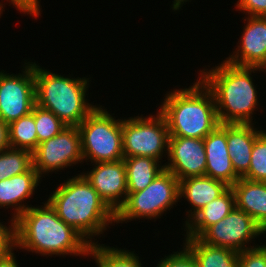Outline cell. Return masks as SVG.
Wrapping results in <instances>:
<instances>
[{"mask_svg":"<svg viewBox=\"0 0 266 267\" xmlns=\"http://www.w3.org/2000/svg\"><path fill=\"white\" fill-rule=\"evenodd\" d=\"M31 206L14 221L15 249L51 256H88L90 243L64 223L48 201Z\"/></svg>","mask_w":266,"mask_h":267,"instance_id":"6da1fadb","label":"cell"},{"mask_svg":"<svg viewBox=\"0 0 266 267\" xmlns=\"http://www.w3.org/2000/svg\"><path fill=\"white\" fill-rule=\"evenodd\" d=\"M64 182L47 201L64 223L73 227L91 245L95 244L92 237L103 235L108 225L115 223V212L82 173Z\"/></svg>","mask_w":266,"mask_h":267,"instance_id":"7a4b0ae2","label":"cell"},{"mask_svg":"<svg viewBox=\"0 0 266 267\" xmlns=\"http://www.w3.org/2000/svg\"><path fill=\"white\" fill-rule=\"evenodd\" d=\"M259 67L237 66L226 60L210 70H201L200 78L215 99L220 124H254L252 115L258 108L253 73Z\"/></svg>","mask_w":266,"mask_h":267,"instance_id":"3957f363","label":"cell"},{"mask_svg":"<svg viewBox=\"0 0 266 267\" xmlns=\"http://www.w3.org/2000/svg\"><path fill=\"white\" fill-rule=\"evenodd\" d=\"M198 79L189 88L168 92L157 109L166 120L169 136L204 139L220 124L213 93Z\"/></svg>","mask_w":266,"mask_h":267,"instance_id":"277c9868","label":"cell"},{"mask_svg":"<svg viewBox=\"0 0 266 267\" xmlns=\"http://www.w3.org/2000/svg\"><path fill=\"white\" fill-rule=\"evenodd\" d=\"M35 104L52 111L67 126H78L97 106L87 102L90 78L64 77L34 62Z\"/></svg>","mask_w":266,"mask_h":267,"instance_id":"5b68a950","label":"cell"},{"mask_svg":"<svg viewBox=\"0 0 266 267\" xmlns=\"http://www.w3.org/2000/svg\"><path fill=\"white\" fill-rule=\"evenodd\" d=\"M83 160L115 162L124 158L122 119L113 118L98 106L78 125Z\"/></svg>","mask_w":266,"mask_h":267,"instance_id":"8992f818","label":"cell"},{"mask_svg":"<svg viewBox=\"0 0 266 267\" xmlns=\"http://www.w3.org/2000/svg\"><path fill=\"white\" fill-rule=\"evenodd\" d=\"M179 200V180L164 169L144 190L128 193L125 203L115 213V223L159 218Z\"/></svg>","mask_w":266,"mask_h":267,"instance_id":"52a82bcc","label":"cell"},{"mask_svg":"<svg viewBox=\"0 0 266 267\" xmlns=\"http://www.w3.org/2000/svg\"><path fill=\"white\" fill-rule=\"evenodd\" d=\"M168 140L167 123L159 111L154 117L142 115L122 119L124 158L144 156L162 160V155L168 154Z\"/></svg>","mask_w":266,"mask_h":267,"instance_id":"ba28073f","label":"cell"},{"mask_svg":"<svg viewBox=\"0 0 266 267\" xmlns=\"http://www.w3.org/2000/svg\"><path fill=\"white\" fill-rule=\"evenodd\" d=\"M32 160L40 177L84 162L78 126H67L56 136L39 143L32 153Z\"/></svg>","mask_w":266,"mask_h":267,"instance_id":"9c48e42d","label":"cell"},{"mask_svg":"<svg viewBox=\"0 0 266 267\" xmlns=\"http://www.w3.org/2000/svg\"><path fill=\"white\" fill-rule=\"evenodd\" d=\"M24 65L22 74L0 71V119L7 124L29 114L35 105L34 63Z\"/></svg>","mask_w":266,"mask_h":267,"instance_id":"30bf717a","label":"cell"},{"mask_svg":"<svg viewBox=\"0 0 266 267\" xmlns=\"http://www.w3.org/2000/svg\"><path fill=\"white\" fill-rule=\"evenodd\" d=\"M262 234L265 232L253 218L235 207L230 214L209 226L198 238L207 245L228 248L239 253L259 246L257 244L247 247V244Z\"/></svg>","mask_w":266,"mask_h":267,"instance_id":"8fae6325","label":"cell"},{"mask_svg":"<svg viewBox=\"0 0 266 267\" xmlns=\"http://www.w3.org/2000/svg\"><path fill=\"white\" fill-rule=\"evenodd\" d=\"M168 163L164 168L180 181L184 178L204 176L206 153L204 139L169 136Z\"/></svg>","mask_w":266,"mask_h":267,"instance_id":"7c38bea8","label":"cell"},{"mask_svg":"<svg viewBox=\"0 0 266 267\" xmlns=\"http://www.w3.org/2000/svg\"><path fill=\"white\" fill-rule=\"evenodd\" d=\"M92 170L82 173L104 202L116 213L128 196L124 160L98 162Z\"/></svg>","mask_w":266,"mask_h":267,"instance_id":"4fadbf2b","label":"cell"},{"mask_svg":"<svg viewBox=\"0 0 266 267\" xmlns=\"http://www.w3.org/2000/svg\"><path fill=\"white\" fill-rule=\"evenodd\" d=\"M241 40L226 61L237 66L260 67L266 61V17L247 16Z\"/></svg>","mask_w":266,"mask_h":267,"instance_id":"5bb4252c","label":"cell"},{"mask_svg":"<svg viewBox=\"0 0 266 267\" xmlns=\"http://www.w3.org/2000/svg\"><path fill=\"white\" fill-rule=\"evenodd\" d=\"M206 153L205 175L232 187L240 177L235 173L227 150L226 124H219L204 138Z\"/></svg>","mask_w":266,"mask_h":267,"instance_id":"9a60e30c","label":"cell"},{"mask_svg":"<svg viewBox=\"0 0 266 267\" xmlns=\"http://www.w3.org/2000/svg\"><path fill=\"white\" fill-rule=\"evenodd\" d=\"M42 178L33 166L26 172L0 181V208L12 207L15 209L11 220L15 221L31 205L24 200L31 198ZM25 204V205H24Z\"/></svg>","mask_w":266,"mask_h":267,"instance_id":"2e32d148","label":"cell"},{"mask_svg":"<svg viewBox=\"0 0 266 267\" xmlns=\"http://www.w3.org/2000/svg\"><path fill=\"white\" fill-rule=\"evenodd\" d=\"M229 188L230 186L223 181L206 175L180 180L179 199L185 197V200L192 206L191 210L187 211L186 215L189 219L187 218L185 224L205 205L223 195Z\"/></svg>","mask_w":266,"mask_h":267,"instance_id":"e0dca14e","label":"cell"},{"mask_svg":"<svg viewBox=\"0 0 266 267\" xmlns=\"http://www.w3.org/2000/svg\"><path fill=\"white\" fill-rule=\"evenodd\" d=\"M252 125L254 124H226L227 150L239 177L248 171L255 139L264 131L257 130Z\"/></svg>","mask_w":266,"mask_h":267,"instance_id":"ac0fdd59","label":"cell"},{"mask_svg":"<svg viewBox=\"0 0 266 267\" xmlns=\"http://www.w3.org/2000/svg\"><path fill=\"white\" fill-rule=\"evenodd\" d=\"M231 188L236 207L251 216L266 233V182L240 177Z\"/></svg>","mask_w":266,"mask_h":267,"instance_id":"d6986e66","label":"cell"},{"mask_svg":"<svg viewBox=\"0 0 266 267\" xmlns=\"http://www.w3.org/2000/svg\"><path fill=\"white\" fill-rule=\"evenodd\" d=\"M236 207L235 194L230 187L223 195L199 210L186 224V237L198 238L209 226L225 218Z\"/></svg>","mask_w":266,"mask_h":267,"instance_id":"ffe728a7","label":"cell"},{"mask_svg":"<svg viewBox=\"0 0 266 267\" xmlns=\"http://www.w3.org/2000/svg\"><path fill=\"white\" fill-rule=\"evenodd\" d=\"M184 247L198 267H239V253L228 248L207 245L199 238L185 237Z\"/></svg>","mask_w":266,"mask_h":267,"instance_id":"44dd1931","label":"cell"},{"mask_svg":"<svg viewBox=\"0 0 266 267\" xmlns=\"http://www.w3.org/2000/svg\"><path fill=\"white\" fill-rule=\"evenodd\" d=\"M123 160L128 193L144 190L165 169L164 165L161 166V161L151 157L135 156L123 158Z\"/></svg>","mask_w":266,"mask_h":267,"instance_id":"7402d4cb","label":"cell"},{"mask_svg":"<svg viewBox=\"0 0 266 267\" xmlns=\"http://www.w3.org/2000/svg\"><path fill=\"white\" fill-rule=\"evenodd\" d=\"M102 245L97 241L90 245L88 252V256L95 258L97 267H142L135 251Z\"/></svg>","mask_w":266,"mask_h":267,"instance_id":"603a6c76","label":"cell"},{"mask_svg":"<svg viewBox=\"0 0 266 267\" xmlns=\"http://www.w3.org/2000/svg\"><path fill=\"white\" fill-rule=\"evenodd\" d=\"M10 147L33 153L38 146V138L32 112L9 124Z\"/></svg>","mask_w":266,"mask_h":267,"instance_id":"cb8c5ba5","label":"cell"},{"mask_svg":"<svg viewBox=\"0 0 266 267\" xmlns=\"http://www.w3.org/2000/svg\"><path fill=\"white\" fill-rule=\"evenodd\" d=\"M32 166L31 152L9 147L0 153V181L22 174Z\"/></svg>","mask_w":266,"mask_h":267,"instance_id":"d4e9b609","label":"cell"},{"mask_svg":"<svg viewBox=\"0 0 266 267\" xmlns=\"http://www.w3.org/2000/svg\"><path fill=\"white\" fill-rule=\"evenodd\" d=\"M31 112L34 115L38 144L56 136L67 127L52 111L37 104L33 106Z\"/></svg>","mask_w":266,"mask_h":267,"instance_id":"484cf974","label":"cell"},{"mask_svg":"<svg viewBox=\"0 0 266 267\" xmlns=\"http://www.w3.org/2000/svg\"><path fill=\"white\" fill-rule=\"evenodd\" d=\"M251 181L266 182V131L256 139L251 152L250 167L242 176Z\"/></svg>","mask_w":266,"mask_h":267,"instance_id":"4316f807","label":"cell"},{"mask_svg":"<svg viewBox=\"0 0 266 267\" xmlns=\"http://www.w3.org/2000/svg\"><path fill=\"white\" fill-rule=\"evenodd\" d=\"M239 267H266V245L239 252Z\"/></svg>","mask_w":266,"mask_h":267,"instance_id":"83f0119b","label":"cell"},{"mask_svg":"<svg viewBox=\"0 0 266 267\" xmlns=\"http://www.w3.org/2000/svg\"><path fill=\"white\" fill-rule=\"evenodd\" d=\"M156 267H198L192 254L183 247V250L174 252L162 258Z\"/></svg>","mask_w":266,"mask_h":267,"instance_id":"f1b7e54d","label":"cell"},{"mask_svg":"<svg viewBox=\"0 0 266 267\" xmlns=\"http://www.w3.org/2000/svg\"><path fill=\"white\" fill-rule=\"evenodd\" d=\"M2 223L0 222V259L15 249L14 221L11 220L9 228Z\"/></svg>","mask_w":266,"mask_h":267,"instance_id":"f546056e","label":"cell"},{"mask_svg":"<svg viewBox=\"0 0 266 267\" xmlns=\"http://www.w3.org/2000/svg\"><path fill=\"white\" fill-rule=\"evenodd\" d=\"M235 8L248 16L266 17V0H238Z\"/></svg>","mask_w":266,"mask_h":267,"instance_id":"4dcf8cb0","label":"cell"},{"mask_svg":"<svg viewBox=\"0 0 266 267\" xmlns=\"http://www.w3.org/2000/svg\"><path fill=\"white\" fill-rule=\"evenodd\" d=\"M8 1V0H7ZM9 4H13L20 12L29 14L34 18L41 15L40 3L39 0H9Z\"/></svg>","mask_w":266,"mask_h":267,"instance_id":"1f68e13d","label":"cell"},{"mask_svg":"<svg viewBox=\"0 0 266 267\" xmlns=\"http://www.w3.org/2000/svg\"><path fill=\"white\" fill-rule=\"evenodd\" d=\"M9 147V124L0 119V153Z\"/></svg>","mask_w":266,"mask_h":267,"instance_id":"d6a6232c","label":"cell"},{"mask_svg":"<svg viewBox=\"0 0 266 267\" xmlns=\"http://www.w3.org/2000/svg\"><path fill=\"white\" fill-rule=\"evenodd\" d=\"M13 251L14 249L10 251L4 258L0 259V267H19Z\"/></svg>","mask_w":266,"mask_h":267,"instance_id":"836d02e7","label":"cell"},{"mask_svg":"<svg viewBox=\"0 0 266 267\" xmlns=\"http://www.w3.org/2000/svg\"><path fill=\"white\" fill-rule=\"evenodd\" d=\"M188 0H174L173 1V9L172 10H174V11H176V10H179V9H181V7L183 6V4H184V2H187Z\"/></svg>","mask_w":266,"mask_h":267,"instance_id":"e575fe53","label":"cell"},{"mask_svg":"<svg viewBox=\"0 0 266 267\" xmlns=\"http://www.w3.org/2000/svg\"><path fill=\"white\" fill-rule=\"evenodd\" d=\"M259 69L266 73V61L259 67Z\"/></svg>","mask_w":266,"mask_h":267,"instance_id":"d590c367","label":"cell"},{"mask_svg":"<svg viewBox=\"0 0 266 267\" xmlns=\"http://www.w3.org/2000/svg\"><path fill=\"white\" fill-rule=\"evenodd\" d=\"M2 11H5V10H4L3 4H1V2H0V15H1Z\"/></svg>","mask_w":266,"mask_h":267,"instance_id":"8d00e7d4","label":"cell"}]
</instances>
